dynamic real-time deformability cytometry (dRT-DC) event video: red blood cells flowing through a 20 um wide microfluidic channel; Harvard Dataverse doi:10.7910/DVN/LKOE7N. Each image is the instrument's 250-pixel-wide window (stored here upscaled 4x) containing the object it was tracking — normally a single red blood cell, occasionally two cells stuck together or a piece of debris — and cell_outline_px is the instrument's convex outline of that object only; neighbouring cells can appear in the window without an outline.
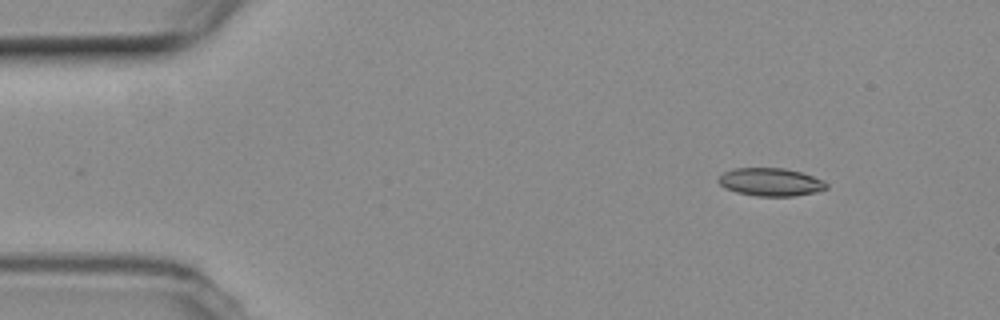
{"species": "common noctule bat (a hibernating species)", "species_latin": "Nyctalus noctula", "temperature_condition": "room temperature", "stored_images_in_passage": 49, "camera_frame_rate_fps": 3000, "um_per_image_px": 0.085, "animal": {"sex": "female", "body_mass_g": 19.3, "forearm_length_mm": 54.1}, "frame": {"image": 1, "passage_image": 1, "time_ms": 0.0, "image_size_px": [1000, 320], "cell_outline_px": [[828, 188], [816, 192], [796, 196], [756, 196], [736, 192], [724, 188], [716, 180], [724, 172], [736, 168], [784, 168], [800, 172], [824, 180], [828, 184]], "centroid_in_image_um": [65.51, 15.48], "position_along_channel_um": 19.5, "area_um2": 17.69}}
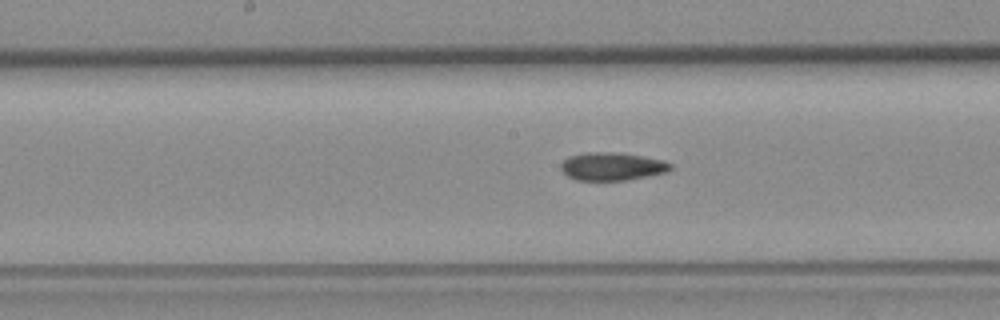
{"frame": {"image": 2, "passage_image": 22, "time_ms": 7.0, "image_size_px": [1000, 320], "cell_outline_px": [[672, 168], [668, 172], [628, 180], [576, 180], [568, 176], [560, 168], [560, 164], [568, 156], [588, 152], [608, 152], [640, 156], [664, 160], [672, 164]], "centroid_in_image_um": [52.03, 14.15], "position_along_channel_um": 196.2, "area_um2": 17.8}}
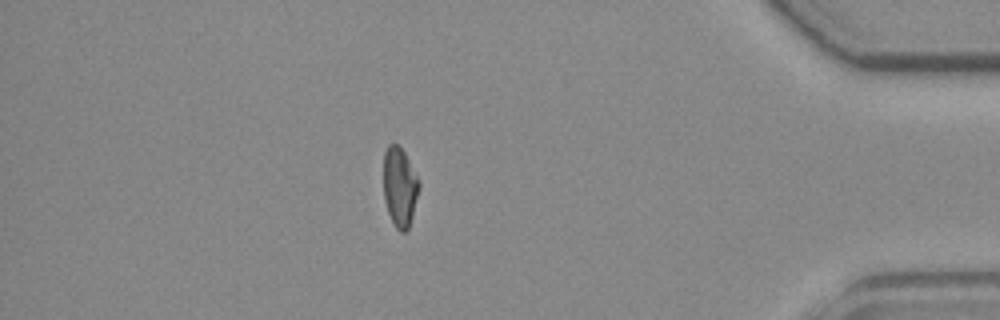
{"frame": {"image": 3, "passage_image": 42, "time_ms": 13.667, "image_size_px": [1000, 320], "cell_outline_px": [[420, 188], [412, 216], [408, 228], [404, 232], [400, 232], [396, 228], [388, 212], [384, 200], [384, 152], [388, 144], [396, 144], [404, 152], [420, 184]], "centroid_in_image_um": [33.97, 15.9], "position_along_channel_um": 401.2, "area_um2": 16.18}, "authors_computed_cell_mechanics": {"area_um2": 17.6868, "velocity_mm_per_s": 3.764, "shape_relaxation_time_tau1_ms": null, "shape_relaxation_time_tau2_ms": 5.1836, "deformation_change_tau1": null, "deformation_change_tau2": 0.1246}}